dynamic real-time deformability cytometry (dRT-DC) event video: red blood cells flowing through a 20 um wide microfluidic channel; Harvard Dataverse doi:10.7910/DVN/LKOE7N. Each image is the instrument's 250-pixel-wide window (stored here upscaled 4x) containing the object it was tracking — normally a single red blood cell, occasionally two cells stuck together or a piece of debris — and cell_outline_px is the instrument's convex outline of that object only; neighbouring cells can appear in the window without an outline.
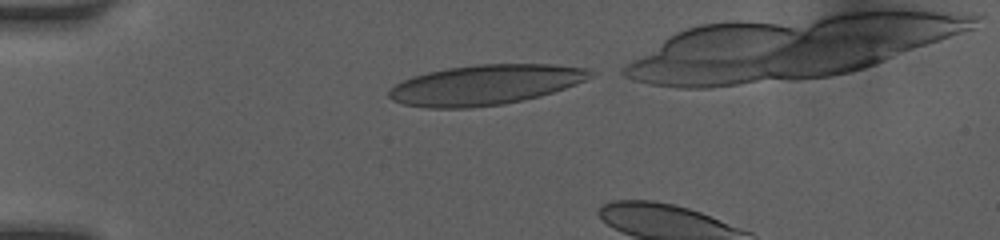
{"species": "human", "species_latin": "Homo sapiens", "temperature_condition": "room temperature", "stored_images_in_passage": 6, "segment_of_instrument_passage": [1, 2], "camera_frame_rate_fps": 3000, "um_per_image_px": 0.085, "donor": {"sex": "female"}, "frame": {"image": 1, "passage_image": 1, "time_ms": 0.0, "image_size_px": [1000, 240], "cell_outline_px": [[592, 76], [576, 84], [540, 96], [504, 104], [468, 108], [428, 108], [404, 104], [392, 100], [388, 96], [388, 92], [396, 84], [412, 76], [428, 72], [448, 68], [476, 64], [552, 64], [588, 68], [592, 72]], "centroid_in_image_um": [41.24, 7.21], "position_along_channel_um": 43.8, "area_um2": 46.82}}
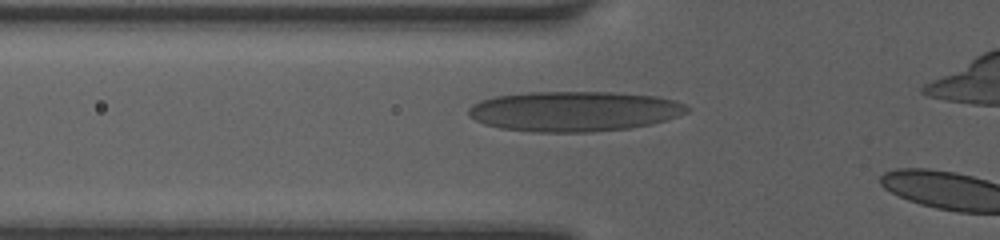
{"frame": {"image": 2, "passage_image": 4, "time_ms": 1.667, "image_size_px": [1000, 240], "cell_outline_px": [[692, 108], [688, 112], [664, 120], [648, 124], [628, 128], [592, 132], [532, 132], [500, 128], [484, 124], [468, 116], [468, 108], [472, 104], [480, 100], [496, 96], [528, 92], [612, 92], [656, 96], [676, 100]], "centroid_in_image_um": [48.78, 9.45], "position_along_channel_um": 77.0, "area_um2": 51.21}}